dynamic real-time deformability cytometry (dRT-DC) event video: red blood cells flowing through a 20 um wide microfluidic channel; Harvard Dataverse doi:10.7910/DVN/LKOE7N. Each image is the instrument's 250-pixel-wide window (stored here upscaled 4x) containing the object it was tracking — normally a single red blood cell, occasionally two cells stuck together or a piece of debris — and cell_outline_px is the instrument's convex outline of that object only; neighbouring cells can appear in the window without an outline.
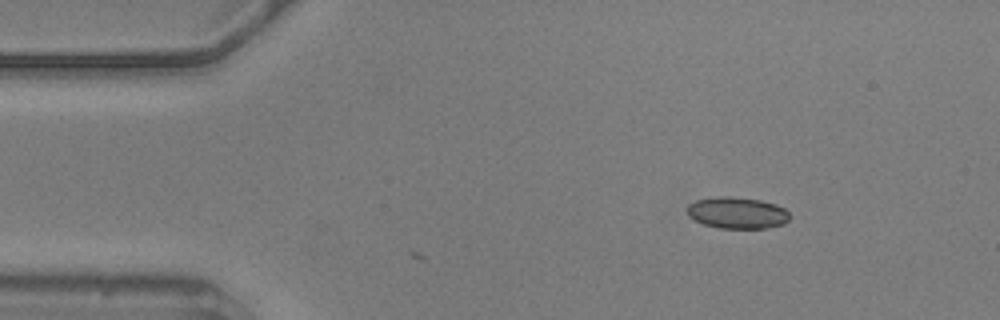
{"species": "common noctule bat (a hibernating species)", "species_latin": "Nyctalus noctula", "temperature_condition": "warm", "stored_images_in_passage": 3, "camera_frame_rate_fps": 3000, "um_per_image_px": 0.085, "animal": {"sex": "male", "body_mass_g": 20.5, "forearm_length_mm": 52.5}, "frame": {"image": 1, "passage_image": 1, "time_ms": 0.0, "image_size_px": [1000, 320], "cell_outline_px": [[792, 216], [784, 224], [768, 228], [720, 228], [704, 224], [688, 216], [688, 204], [696, 200], [716, 196], [732, 196], [760, 200], [776, 204], [784, 208]], "centroid_in_image_um": [62.69, 18.08], "position_along_channel_um": 22.3, "area_um2": 18.96}}